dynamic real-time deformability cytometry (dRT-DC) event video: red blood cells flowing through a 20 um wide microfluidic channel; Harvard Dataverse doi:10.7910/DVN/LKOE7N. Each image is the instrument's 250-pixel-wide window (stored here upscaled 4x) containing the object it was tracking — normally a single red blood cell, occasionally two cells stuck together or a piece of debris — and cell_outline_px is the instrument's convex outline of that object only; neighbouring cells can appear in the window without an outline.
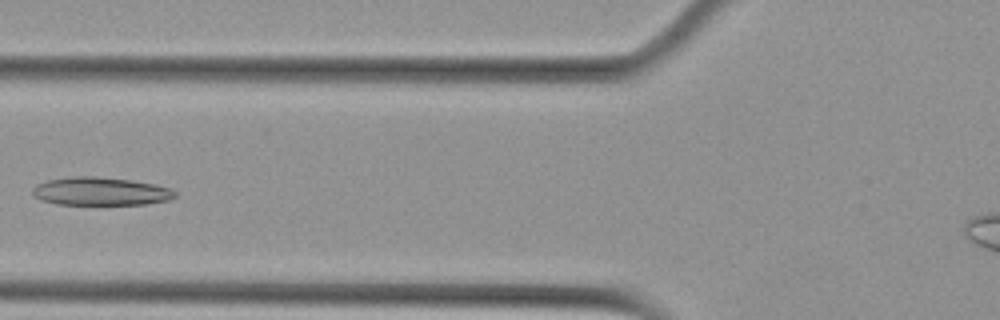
{"species": "Egyptian fruit bat (a non-hibernating species)", "species_latin": "Rousettus aegyptiacus", "temperature_condition": "cold", "stored_images_in_passage": 6, "camera_frame_rate_fps": 3000, "um_per_image_px": 0.085, "animal": {"sex": "female"}, "frame": {"image": 1, "passage_image": 5, "time_ms": 1.333, "image_size_px": [1000, 320], "cell_outline_px": [[176, 196], [168, 200], [144, 204], [56, 204], [40, 200], [32, 196], [32, 188], [36, 184], [48, 180], [72, 176], [92, 176], [132, 180], [156, 184], [172, 188], [176, 192]], "centroid_in_image_um": [8.53, 16.26], "position_along_channel_um": 117.3, "area_um2": 23.52}}
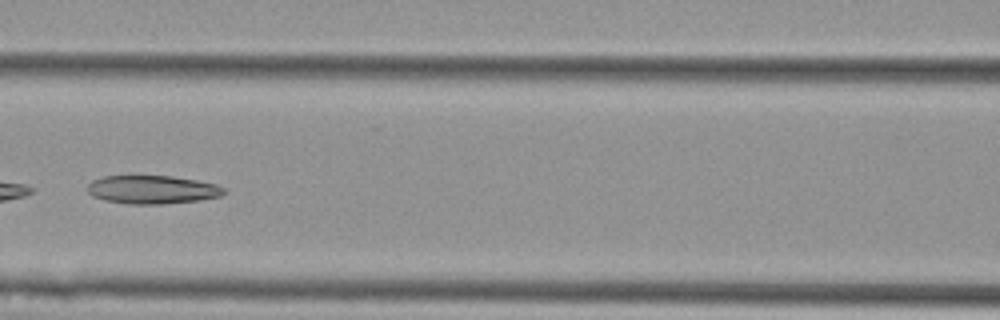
{"frame": {"image": 2, "passage_image": 6, "time_ms": 1.667, "image_size_px": [1000, 320], "cell_outline_px": [[224, 192], [220, 196], [200, 200], [164, 204], [128, 204], [104, 200], [92, 196], [88, 192], [88, 184], [92, 180], [104, 176], [172, 176], [196, 180], [216, 184], [224, 188]], "centroid_in_image_um": [12.92, 16.12], "position_along_channel_um": 153.7, "area_um2": 22.54}}